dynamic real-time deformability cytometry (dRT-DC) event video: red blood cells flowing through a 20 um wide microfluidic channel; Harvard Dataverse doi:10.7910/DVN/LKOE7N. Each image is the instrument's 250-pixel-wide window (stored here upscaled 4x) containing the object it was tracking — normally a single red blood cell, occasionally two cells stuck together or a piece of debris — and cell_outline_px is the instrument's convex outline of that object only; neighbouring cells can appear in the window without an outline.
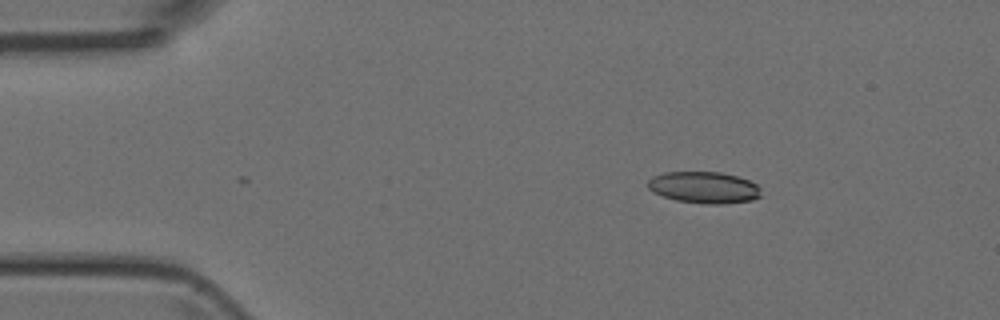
{"species": "Egyptian fruit bat (a non-hibernating species)", "species_latin": "Rousettus aegyptiacus", "temperature_condition": "room temperature", "stored_images_in_passage": 2, "camera_frame_rate_fps": 3000, "um_per_image_px": 0.085, "animal": {"sex": "female"}, "frame": {"image": 1, "passage_image": 1, "time_ms": 0.0, "image_size_px": [1000, 320], "cell_outline_px": [[760, 196], [752, 200], [724, 204], [708, 204], [676, 200], [652, 192], [648, 188], [648, 180], [652, 176], [664, 172], [720, 172], [736, 176], [748, 180], [756, 184], [760, 188]], "centroid_in_image_um": [59.82, 15.93], "position_along_channel_um": 25.2, "area_um2": 20.81}}